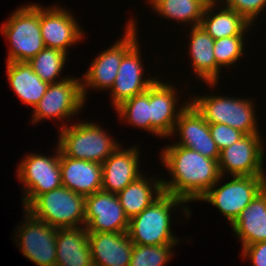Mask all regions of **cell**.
Returning a JSON list of instances; mask_svg holds the SVG:
<instances>
[{"mask_svg":"<svg viewBox=\"0 0 266 266\" xmlns=\"http://www.w3.org/2000/svg\"><path fill=\"white\" fill-rule=\"evenodd\" d=\"M162 150L161 161L172 177L169 181L162 179L163 190L186 203L198 201L221 176L218 160L191 148L170 145Z\"/></svg>","mask_w":266,"mask_h":266,"instance_id":"obj_1","label":"cell"},{"mask_svg":"<svg viewBox=\"0 0 266 266\" xmlns=\"http://www.w3.org/2000/svg\"><path fill=\"white\" fill-rule=\"evenodd\" d=\"M182 203L183 199L163 193L140 214L129 220L127 234L133 244L165 245L179 243L171 233V209Z\"/></svg>","mask_w":266,"mask_h":266,"instance_id":"obj_2","label":"cell"},{"mask_svg":"<svg viewBox=\"0 0 266 266\" xmlns=\"http://www.w3.org/2000/svg\"><path fill=\"white\" fill-rule=\"evenodd\" d=\"M58 146L67 157L102 164L119 144L93 122H79L72 126L63 124Z\"/></svg>","mask_w":266,"mask_h":266,"instance_id":"obj_3","label":"cell"},{"mask_svg":"<svg viewBox=\"0 0 266 266\" xmlns=\"http://www.w3.org/2000/svg\"><path fill=\"white\" fill-rule=\"evenodd\" d=\"M1 29L11 45L7 62H29L45 48L40 28V5L18 8Z\"/></svg>","mask_w":266,"mask_h":266,"instance_id":"obj_4","label":"cell"},{"mask_svg":"<svg viewBox=\"0 0 266 266\" xmlns=\"http://www.w3.org/2000/svg\"><path fill=\"white\" fill-rule=\"evenodd\" d=\"M85 196L65 186L39 195L25 210L56 229L85 225Z\"/></svg>","mask_w":266,"mask_h":266,"instance_id":"obj_5","label":"cell"},{"mask_svg":"<svg viewBox=\"0 0 266 266\" xmlns=\"http://www.w3.org/2000/svg\"><path fill=\"white\" fill-rule=\"evenodd\" d=\"M208 123H222L244 134H260L255 107L248 99L223 96H199L190 102Z\"/></svg>","mask_w":266,"mask_h":266,"instance_id":"obj_6","label":"cell"},{"mask_svg":"<svg viewBox=\"0 0 266 266\" xmlns=\"http://www.w3.org/2000/svg\"><path fill=\"white\" fill-rule=\"evenodd\" d=\"M218 181L199 199L210 202L232 223L250 202L266 187V176H232L220 187ZM215 188V189H214Z\"/></svg>","mask_w":266,"mask_h":266,"instance_id":"obj_7","label":"cell"},{"mask_svg":"<svg viewBox=\"0 0 266 266\" xmlns=\"http://www.w3.org/2000/svg\"><path fill=\"white\" fill-rule=\"evenodd\" d=\"M56 151L53 157L30 153L20 162L17 175L25 186L24 209L39 195L62 186L59 146Z\"/></svg>","mask_w":266,"mask_h":266,"instance_id":"obj_8","label":"cell"},{"mask_svg":"<svg viewBox=\"0 0 266 266\" xmlns=\"http://www.w3.org/2000/svg\"><path fill=\"white\" fill-rule=\"evenodd\" d=\"M135 20L128 21L123 39L102 51L93 61L82 77V95L86 101V88L111 89L118 74L123 56L138 42Z\"/></svg>","mask_w":266,"mask_h":266,"instance_id":"obj_9","label":"cell"},{"mask_svg":"<svg viewBox=\"0 0 266 266\" xmlns=\"http://www.w3.org/2000/svg\"><path fill=\"white\" fill-rule=\"evenodd\" d=\"M262 144L259 134H245L236 143L222 149L218 160L220 175L223 177L228 171L232 176H266L262 168Z\"/></svg>","mask_w":266,"mask_h":266,"instance_id":"obj_10","label":"cell"},{"mask_svg":"<svg viewBox=\"0 0 266 266\" xmlns=\"http://www.w3.org/2000/svg\"><path fill=\"white\" fill-rule=\"evenodd\" d=\"M82 78L67 77L66 80L49 84L46 93L33 108L32 123L47 118H69L78 114L84 106Z\"/></svg>","mask_w":266,"mask_h":266,"instance_id":"obj_11","label":"cell"},{"mask_svg":"<svg viewBox=\"0 0 266 266\" xmlns=\"http://www.w3.org/2000/svg\"><path fill=\"white\" fill-rule=\"evenodd\" d=\"M24 211L26 221L16 235L20 251L38 266H56L57 229Z\"/></svg>","mask_w":266,"mask_h":266,"instance_id":"obj_12","label":"cell"},{"mask_svg":"<svg viewBox=\"0 0 266 266\" xmlns=\"http://www.w3.org/2000/svg\"><path fill=\"white\" fill-rule=\"evenodd\" d=\"M126 217L117 194L99 190L85 199V227L87 232H127Z\"/></svg>","mask_w":266,"mask_h":266,"instance_id":"obj_13","label":"cell"},{"mask_svg":"<svg viewBox=\"0 0 266 266\" xmlns=\"http://www.w3.org/2000/svg\"><path fill=\"white\" fill-rule=\"evenodd\" d=\"M58 6L49 9L40 6V28L44 46L68 53L69 46L81 40L84 31L80 30L72 13Z\"/></svg>","mask_w":266,"mask_h":266,"instance_id":"obj_14","label":"cell"},{"mask_svg":"<svg viewBox=\"0 0 266 266\" xmlns=\"http://www.w3.org/2000/svg\"><path fill=\"white\" fill-rule=\"evenodd\" d=\"M175 131H179L181 139L173 145L191 148L205 157L219 160L220 150L211 136L209 123L191 103L180 113L173 134Z\"/></svg>","mask_w":266,"mask_h":266,"instance_id":"obj_15","label":"cell"},{"mask_svg":"<svg viewBox=\"0 0 266 266\" xmlns=\"http://www.w3.org/2000/svg\"><path fill=\"white\" fill-rule=\"evenodd\" d=\"M138 42L123 56L117 77L110 89L114 108L127 99L145 92L158 78L143 79V65Z\"/></svg>","mask_w":266,"mask_h":266,"instance_id":"obj_16","label":"cell"},{"mask_svg":"<svg viewBox=\"0 0 266 266\" xmlns=\"http://www.w3.org/2000/svg\"><path fill=\"white\" fill-rule=\"evenodd\" d=\"M174 88L159 79L149 87L150 132L156 136H171L180 113L189 104L186 103L181 109L176 108L177 95Z\"/></svg>","mask_w":266,"mask_h":266,"instance_id":"obj_17","label":"cell"},{"mask_svg":"<svg viewBox=\"0 0 266 266\" xmlns=\"http://www.w3.org/2000/svg\"><path fill=\"white\" fill-rule=\"evenodd\" d=\"M94 266H129L134 247L127 232H88Z\"/></svg>","mask_w":266,"mask_h":266,"instance_id":"obj_18","label":"cell"},{"mask_svg":"<svg viewBox=\"0 0 266 266\" xmlns=\"http://www.w3.org/2000/svg\"><path fill=\"white\" fill-rule=\"evenodd\" d=\"M119 147L101 164L102 190L118 194L143 173L139 169V152L135 146L126 150Z\"/></svg>","mask_w":266,"mask_h":266,"instance_id":"obj_19","label":"cell"},{"mask_svg":"<svg viewBox=\"0 0 266 266\" xmlns=\"http://www.w3.org/2000/svg\"><path fill=\"white\" fill-rule=\"evenodd\" d=\"M62 186L82 196H89L102 190V166L65 156L60 151Z\"/></svg>","mask_w":266,"mask_h":266,"instance_id":"obj_20","label":"cell"},{"mask_svg":"<svg viewBox=\"0 0 266 266\" xmlns=\"http://www.w3.org/2000/svg\"><path fill=\"white\" fill-rule=\"evenodd\" d=\"M56 266H94L85 226L57 229Z\"/></svg>","mask_w":266,"mask_h":266,"instance_id":"obj_21","label":"cell"},{"mask_svg":"<svg viewBox=\"0 0 266 266\" xmlns=\"http://www.w3.org/2000/svg\"><path fill=\"white\" fill-rule=\"evenodd\" d=\"M231 226L242 241V248L266 241V187L244 208Z\"/></svg>","mask_w":266,"mask_h":266,"instance_id":"obj_22","label":"cell"},{"mask_svg":"<svg viewBox=\"0 0 266 266\" xmlns=\"http://www.w3.org/2000/svg\"><path fill=\"white\" fill-rule=\"evenodd\" d=\"M8 81L24 104L35 107L46 93L47 82L33 71L28 62H7Z\"/></svg>","mask_w":266,"mask_h":266,"instance_id":"obj_23","label":"cell"},{"mask_svg":"<svg viewBox=\"0 0 266 266\" xmlns=\"http://www.w3.org/2000/svg\"><path fill=\"white\" fill-rule=\"evenodd\" d=\"M191 27L189 54L192 68L197 78L213 87L216 84V60L213 51L215 40L200 25Z\"/></svg>","mask_w":266,"mask_h":266,"instance_id":"obj_24","label":"cell"},{"mask_svg":"<svg viewBox=\"0 0 266 266\" xmlns=\"http://www.w3.org/2000/svg\"><path fill=\"white\" fill-rule=\"evenodd\" d=\"M147 181L142 174L117 194L129 220L140 214L164 193L162 180L154 178V180L147 179Z\"/></svg>","mask_w":266,"mask_h":266,"instance_id":"obj_25","label":"cell"},{"mask_svg":"<svg viewBox=\"0 0 266 266\" xmlns=\"http://www.w3.org/2000/svg\"><path fill=\"white\" fill-rule=\"evenodd\" d=\"M216 2L207 4L200 26L214 39L232 36H244L250 24L242 15L225 5L218 12L215 9ZM211 13V15H210Z\"/></svg>","mask_w":266,"mask_h":266,"instance_id":"obj_26","label":"cell"},{"mask_svg":"<svg viewBox=\"0 0 266 266\" xmlns=\"http://www.w3.org/2000/svg\"><path fill=\"white\" fill-rule=\"evenodd\" d=\"M156 13L163 17L199 26L207 4L203 0H150Z\"/></svg>","mask_w":266,"mask_h":266,"instance_id":"obj_27","label":"cell"},{"mask_svg":"<svg viewBox=\"0 0 266 266\" xmlns=\"http://www.w3.org/2000/svg\"><path fill=\"white\" fill-rule=\"evenodd\" d=\"M66 57L67 54L60 50L45 47L28 64L42 81L53 84L67 79L57 80L67 60Z\"/></svg>","mask_w":266,"mask_h":266,"instance_id":"obj_28","label":"cell"},{"mask_svg":"<svg viewBox=\"0 0 266 266\" xmlns=\"http://www.w3.org/2000/svg\"><path fill=\"white\" fill-rule=\"evenodd\" d=\"M115 109L120 118H124V121L127 120L128 124L150 131L149 88L145 92L125 100Z\"/></svg>","mask_w":266,"mask_h":266,"instance_id":"obj_29","label":"cell"},{"mask_svg":"<svg viewBox=\"0 0 266 266\" xmlns=\"http://www.w3.org/2000/svg\"><path fill=\"white\" fill-rule=\"evenodd\" d=\"M176 244L137 245L134 244L129 266H164L172 256Z\"/></svg>","mask_w":266,"mask_h":266,"instance_id":"obj_30","label":"cell"},{"mask_svg":"<svg viewBox=\"0 0 266 266\" xmlns=\"http://www.w3.org/2000/svg\"><path fill=\"white\" fill-rule=\"evenodd\" d=\"M243 36H232L214 41V56L216 60V84L218 83L220 68L236 63L243 54ZM223 66V67H222Z\"/></svg>","mask_w":266,"mask_h":266,"instance_id":"obj_31","label":"cell"},{"mask_svg":"<svg viewBox=\"0 0 266 266\" xmlns=\"http://www.w3.org/2000/svg\"><path fill=\"white\" fill-rule=\"evenodd\" d=\"M209 129L211 136L220 151L236 143L245 135L240 130L222 123H209Z\"/></svg>","mask_w":266,"mask_h":266,"instance_id":"obj_32","label":"cell"},{"mask_svg":"<svg viewBox=\"0 0 266 266\" xmlns=\"http://www.w3.org/2000/svg\"><path fill=\"white\" fill-rule=\"evenodd\" d=\"M224 5L242 15L250 24L266 6V0H225Z\"/></svg>","mask_w":266,"mask_h":266,"instance_id":"obj_33","label":"cell"},{"mask_svg":"<svg viewBox=\"0 0 266 266\" xmlns=\"http://www.w3.org/2000/svg\"><path fill=\"white\" fill-rule=\"evenodd\" d=\"M242 250L243 258H250L252 266H266V241L246 245Z\"/></svg>","mask_w":266,"mask_h":266,"instance_id":"obj_34","label":"cell"},{"mask_svg":"<svg viewBox=\"0 0 266 266\" xmlns=\"http://www.w3.org/2000/svg\"><path fill=\"white\" fill-rule=\"evenodd\" d=\"M206 4H210V3H214V2H217V0H203Z\"/></svg>","mask_w":266,"mask_h":266,"instance_id":"obj_35","label":"cell"}]
</instances>
